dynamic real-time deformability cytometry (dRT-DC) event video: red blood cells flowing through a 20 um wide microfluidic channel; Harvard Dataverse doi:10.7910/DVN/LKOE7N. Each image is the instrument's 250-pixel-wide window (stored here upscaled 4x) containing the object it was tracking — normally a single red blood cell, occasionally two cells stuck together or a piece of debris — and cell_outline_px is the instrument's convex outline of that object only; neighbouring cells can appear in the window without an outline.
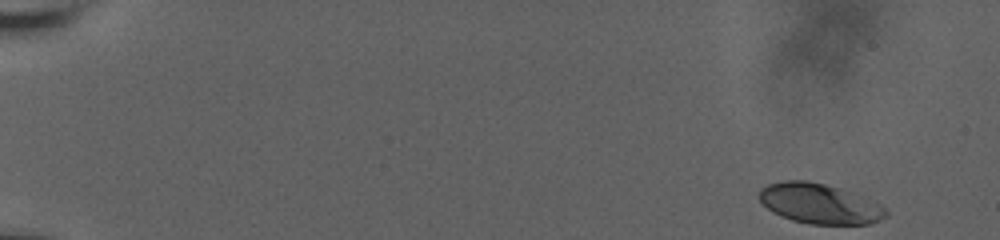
{"species": "human", "species_latin": "Homo sapiens", "temperature_condition": "room temperature", "stored_images_in_passage": 56, "camera_frame_rate_fps": 3000, "um_per_image_px": 0.085, "donor": {"sex": "male"}, "frame": {"image": 1, "passage_image": 1, "time_ms": 0.0, "image_size_px": [1000, 240], "cell_outline_px": [[888, 216], [868, 224], [808, 224], [792, 220], [772, 212], [760, 200], [760, 188], [768, 184], [784, 180], [808, 180], [824, 184], [848, 192], [880, 204], [888, 212]], "centroid_in_image_um": [69.63, 17.32], "position_along_channel_um": 15.4, "area_um2": 29.19}}
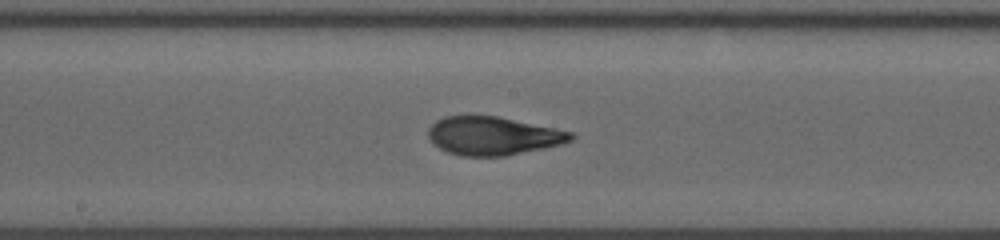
{"frame": {"image": 2, "passage_image": 31, "time_ms": 10.0, "image_size_px": [1000, 240], "cell_outline_px": [[576, 136], [572, 140], [560, 144], [544, 148], [504, 156], [464, 156], [448, 152], [440, 148], [428, 136], [428, 128], [436, 120], [444, 116], [496, 116], [576, 132]], "centroid_in_image_um": [41.94, 11.54], "position_along_channel_um": 206.3, "area_um2": 31.73}}
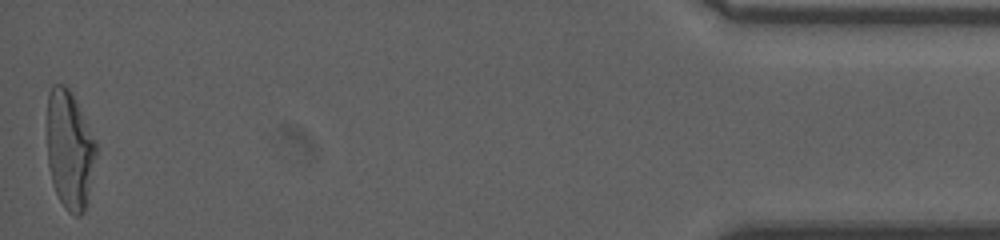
{"frame": {"image": 3, "passage_image": 56, "time_ms": 18.333, "image_size_px": [1000, 240], "cell_outline_px": [[96, 156], [84, 212], [80, 216], [76, 216], [68, 212], [60, 200], [56, 192], [52, 180], [48, 164], [48, 92], [52, 84], [64, 84], [68, 88], [96, 140]], "centroid_in_image_um": [5.91, 12.73], "position_along_channel_um": 429.3, "area_um2": 33.29}, "authors_computed_cell_mechanics": {"area_um2": 31.8767, "velocity_mm_per_s": 3.6613, "shape_relaxation_time_tau1_ms": 4.6079, "shape_relaxation_time_tau2_ms": 1.1698, "deformation_change_tau1": 0.1955, "deformation_change_tau2": 0.0675}}